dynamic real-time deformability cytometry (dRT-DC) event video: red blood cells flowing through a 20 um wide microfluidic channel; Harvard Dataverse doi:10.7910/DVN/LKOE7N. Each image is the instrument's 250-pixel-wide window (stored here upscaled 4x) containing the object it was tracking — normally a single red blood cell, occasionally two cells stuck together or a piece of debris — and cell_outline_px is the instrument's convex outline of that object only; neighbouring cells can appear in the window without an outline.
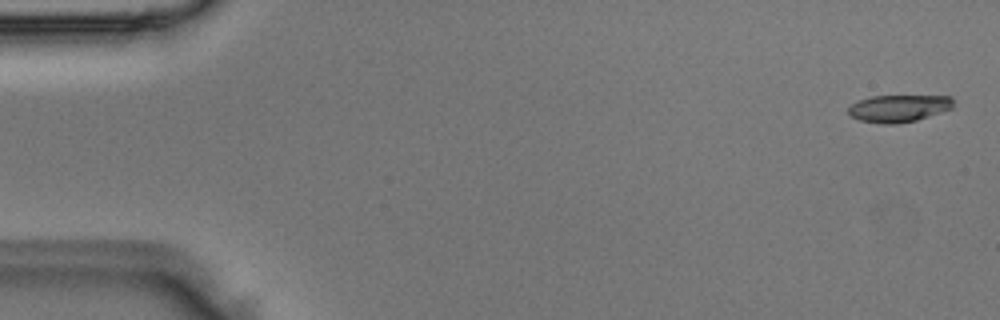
{"species": "Egyptian fruit bat (a non-hibernating species)", "species_latin": "Rousettus aegyptiacus", "temperature_condition": "room temperature", "stored_images_in_passage": 4, "camera_frame_rate_fps": 3000, "um_per_image_px": 0.085, "animal": {"sex": "male"}, "frame": {"image": 1, "passage_image": 1, "time_ms": 0.0, "image_size_px": [1000, 320], "cell_outline_px": [[952, 108], [916, 120], [896, 124], [880, 124], [860, 120], [852, 116], [848, 112], [848, 108], [852, 104], [860, 100], [872, 96], [952, 96]], "centroid_in_image_um": [76.37, 9.21], "position_along_channel_um": 8.6, "area_um2": 16.42}}